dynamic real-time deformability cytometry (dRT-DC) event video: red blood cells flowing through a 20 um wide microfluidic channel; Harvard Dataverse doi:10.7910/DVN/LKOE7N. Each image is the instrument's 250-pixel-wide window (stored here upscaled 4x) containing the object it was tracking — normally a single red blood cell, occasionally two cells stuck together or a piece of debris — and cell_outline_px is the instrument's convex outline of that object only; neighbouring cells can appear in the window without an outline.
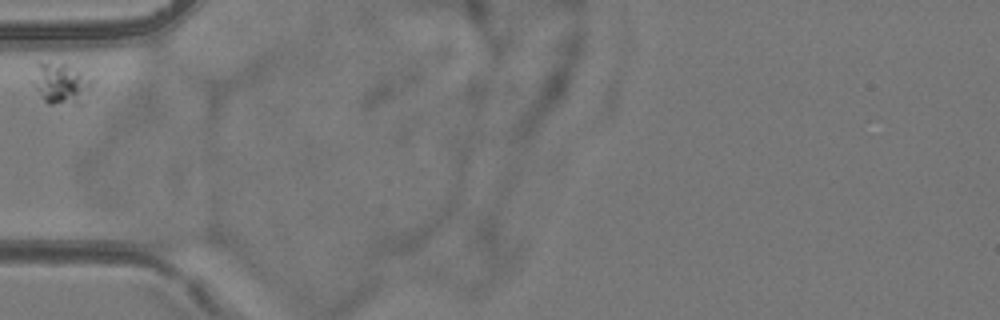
{"species": "common noctule bat (a hibernating species)", "species_latin": "Nyctalus noctula", "temperature_condition": "room temperature", "stored_images_in_passage": 2, "camera_frame_rate_fps": 3000, "um_per_image_px": 0.085, "animal": {"sex": "female", "body_mass_g": 24.6, "forearm_length_mm": 56.2}, "frame": {"image": 1, "passage_image": 1, "time_ms": 0.0, "image_size_px": [1000, 320], "cell_outline_px": [[96, 80], [84, 104], [48, 104], [44, 100], [32, 84], [32, 80], [40, 60], [68, 64]], "centroid_in_image_um": [5.26, 7.1], "position_along_channel_um": 79.7, "area_um2": 14.8}}